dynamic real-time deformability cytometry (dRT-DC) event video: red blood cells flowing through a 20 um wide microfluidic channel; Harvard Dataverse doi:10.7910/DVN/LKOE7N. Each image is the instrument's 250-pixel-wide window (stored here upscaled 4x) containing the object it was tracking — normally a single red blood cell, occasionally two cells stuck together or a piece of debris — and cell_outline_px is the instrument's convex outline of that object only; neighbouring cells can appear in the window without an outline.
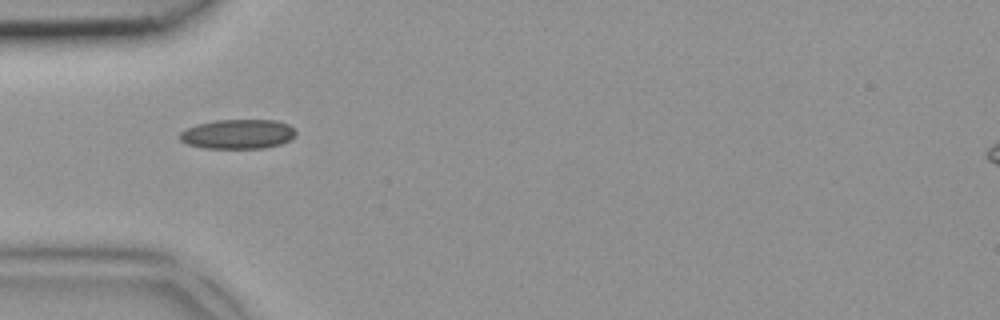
{"species": "common noctule bat (a hibernating species)", "species_latin": "Nyctalus noctula", "temperature_condition": "room temperature", "stored_images_in_passage": 4, "camera_frame_rate_fps": 3000, "um_per_image_px": 0.085, "animal": {"sex": "female", "body_mass_g": 18.4}, "frame": {"image": 1, "passage_image": 2, "time_ms": 0.333, "image_size_px": [1000, 320], "cell_outline_px": [[296, 136], [280, 144], [264, 148], [204, 148], [188, 144], [180, 140], [180, 132], [196, 124], [216, 120], [276, 120], [288, 124], [296, 128]], "centroid_in_image_um": [20.25, 11.39], "position_along_channel_um": 64.8, "area_um2": 20.0}}
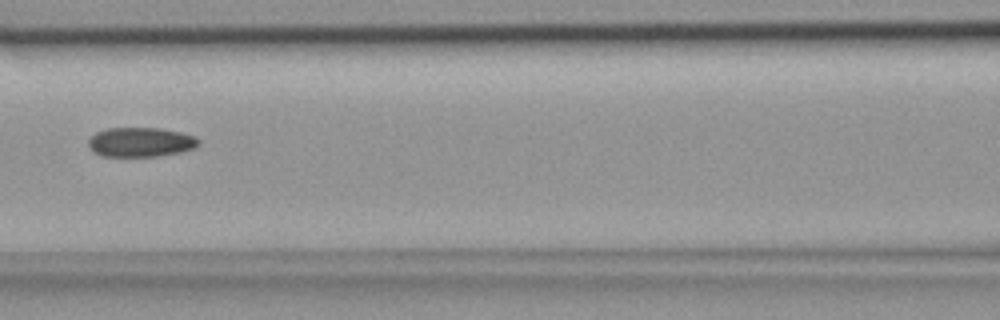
{"frame": {"image": 2, "passage_image": 4, "time_ms": 1.0, "image_size_px": [1000, 320], "cell_outline_px": [[200, 140], [192, 148], [180, 152], [156, 156], [100, 156], [92, 152], [88, 148], [88, 140], [96, 132], [108, 128], [156, 128], [180, 132], [196, 136]], "centroid_in_image_um": [11.89, 12.08], "position_along_channel_um": 154.7, "area_um2": 18.84}}